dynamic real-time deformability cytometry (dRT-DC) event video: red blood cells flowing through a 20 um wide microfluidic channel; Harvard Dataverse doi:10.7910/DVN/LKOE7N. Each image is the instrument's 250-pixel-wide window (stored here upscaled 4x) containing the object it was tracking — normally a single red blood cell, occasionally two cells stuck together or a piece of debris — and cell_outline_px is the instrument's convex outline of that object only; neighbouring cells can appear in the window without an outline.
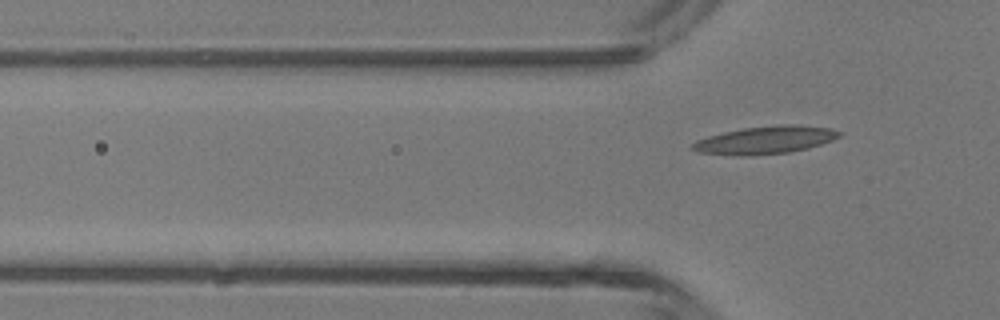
{"species": "common noctule bat (a hibernating species)", "species_latin": "Nyctalus noctula", "temperature_condition": "room temperature", "stored_images_in_passage": 4, "camera_frame_rate_fps": 3000, "um_per_image_px": 0.085, "animal": {"sex": "male", "body_mass_g": 13.3}, "frame": {"image": 1, "passage_image": 4, "time_ms": 1.0, "image_size_px": [1000, 320], "cell_outline_px": [[844, 132], [840, 136], [832, 140], [808, 148], [788, 152], [740, 156], [736, 156], [696, 152], [688, 148], [696, 140], [708, 136], [724, 132], [744, 128], [780, 124], [792, 124], [832, 128]], "centroid_in_image_um": [65.03, 11.9], "position_along_channel_um": 60.8, "area_um2": 23.81}}